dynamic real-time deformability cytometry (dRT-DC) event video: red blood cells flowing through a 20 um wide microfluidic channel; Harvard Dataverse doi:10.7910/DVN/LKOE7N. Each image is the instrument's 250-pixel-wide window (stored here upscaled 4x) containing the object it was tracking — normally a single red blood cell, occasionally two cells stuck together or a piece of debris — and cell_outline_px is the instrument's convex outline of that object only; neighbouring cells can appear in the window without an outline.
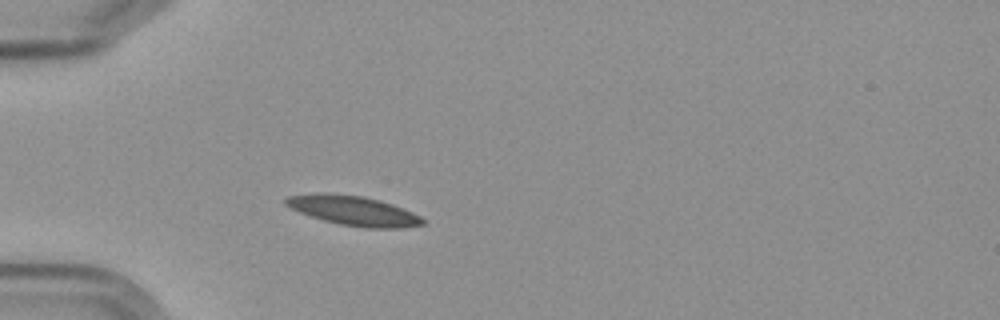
{"species": "Egyptian fruit bat (a non-hibernating species)", "species_latin": "Rousettus aegyptiacus", "temperature_condition": "cold", "stored_images_in_passage": 3, "camera_frame_rate_fps": 3000, "um_per_image_px": 0.085, "frame": {"image": 1, "passage_image": 3, "time_ms": 2.333, "image_size_px": [1000, 320], "cell_outline_px": [[428, 224], [400, 228], [364, 228], [340, 224], [324, 220], [300, 212], [284, 204], [284, 200], [288, 196], [316, 192], [324, 192], [364, 196], [380, 200], [392, 204], [412, 212], [428, 220]], "centroid_in_image_um": [30.09, 17.9], "position_along_channel_um": 54.9, "area_um2": 23.81}}